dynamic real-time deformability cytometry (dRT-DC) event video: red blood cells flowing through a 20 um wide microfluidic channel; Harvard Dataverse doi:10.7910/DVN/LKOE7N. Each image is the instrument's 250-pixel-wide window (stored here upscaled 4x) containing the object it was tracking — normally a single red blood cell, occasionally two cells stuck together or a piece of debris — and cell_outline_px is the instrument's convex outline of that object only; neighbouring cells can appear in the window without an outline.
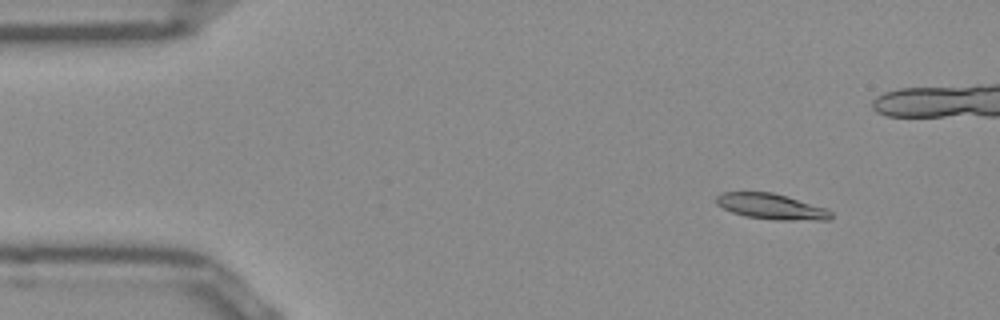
{"species": "Egyptian fruit bat (a non-hibernating species)", "species_latin": "Rousettus aegyptiacus", "temperature_condition": "room temperature", "stored_images_in_passage": 51, "camera_frame_rate_fps": 3000, "um_per_image_px": 0.085, "frame": {"image": 1, "passage_image": 5, "time_ms": 1.333, "image_size_px": [1000, 320], "cell_outline_px": [[832, 220], [776, 220], [744, 216], [732, 212], [716, 204], [716, 196], [720, 192], [772, 192], [828, 208], [832, 212]], "centroid_in_image_um": [65.59, 17.55], "position_along_channel_um": 19.4, "area_um2": 17.28}}
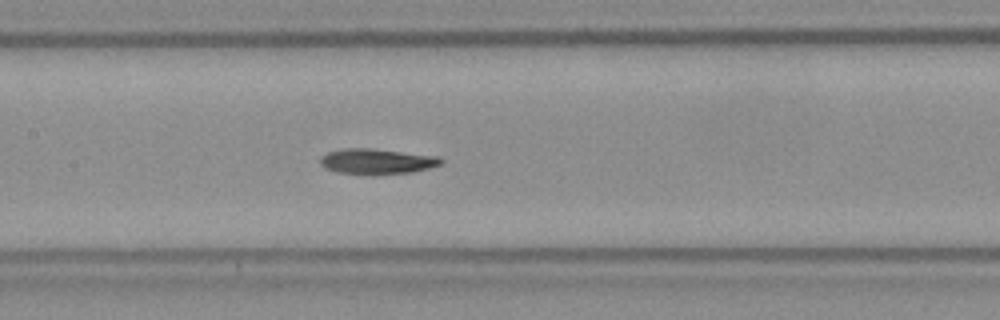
{"frame": {"image": 2, "passage_image": 23, "time_ms": 7.333, "image_size_px": [1000, 320], "cell_outline_px": [[444, 160], [440, 164], [428, 168], [412, 172], [336, 172], [324, 168], [320, 164], [320, 156], [328, 152], [348, 148], [368, 148], [440, 156]], "centroid_in_image_um": [32.03, 13.68], "position_along_channel_um": 175.4, "area_um2": 17.11}}
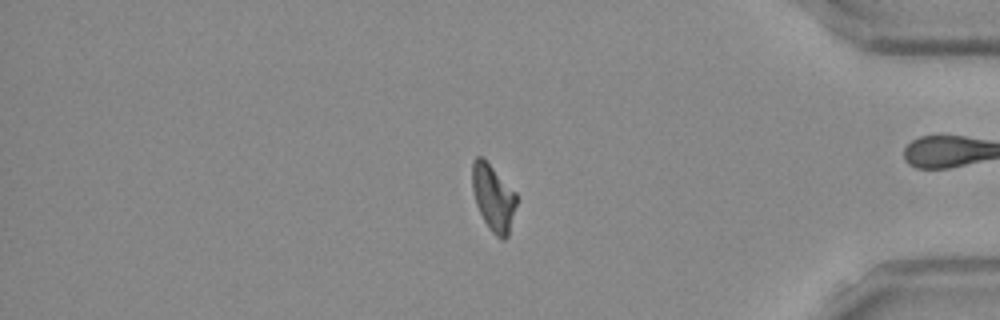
{"frame": {"image": 3, "passage_image": 42, "time_ms": 13.667, "image_size_px": [1000, 320], "cell_outline_px": [[516, 204], [508, 236], [504, 240], [500, 240], [492, 232], [484, 220], [476, 204], [472, 188], [472, 164], [476, 156], [480, 156], [516, 192]], "centroid_in_image_um": [41.92, 16.84], "position_along_channel_um": 393.3, "area_um2": 16.76}, "authors_computed_cell_mechanics": {"area_um2": 17.2822, "velocity_mm_per_s": 3.9348, "shape_relaxation_time_tau1_ms": null, "shape_relaxation_time_tau2_ms": 10.2912, "deformation_change_tau1": null, "deformation_change_tau2": 0.2041}}